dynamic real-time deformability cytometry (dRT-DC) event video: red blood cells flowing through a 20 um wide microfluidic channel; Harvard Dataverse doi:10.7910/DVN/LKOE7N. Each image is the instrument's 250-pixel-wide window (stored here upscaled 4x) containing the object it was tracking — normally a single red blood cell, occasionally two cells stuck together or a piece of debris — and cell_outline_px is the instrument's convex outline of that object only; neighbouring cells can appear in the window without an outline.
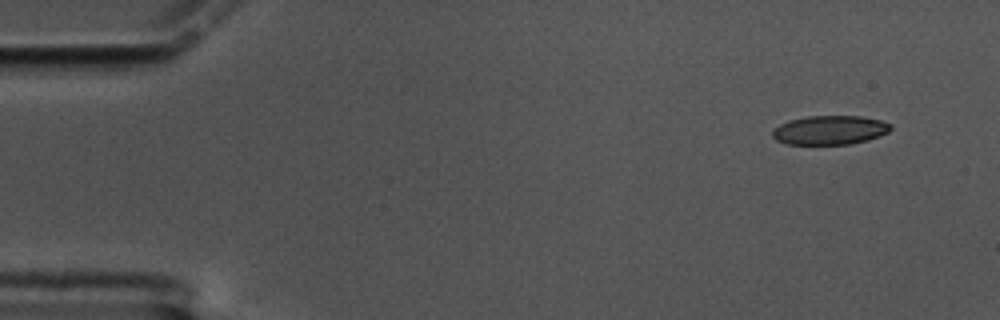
{"species": "common noctule bat (a hibernating species)", "species_latin": "Nyctalus noctula", "temperature_condition": "cold", "stored_images_in_passage": 55, "camera_frame_rate_fps": 3000, "um_per_image_px": 0.085, "animal": {"sex": "male", "body_mass_g": 17.5, "forearm_length_mm": 52.3}, "frame": {"image": 1, "passage_image": 1, "time_ms": 0.0, "image_size_px": [1000, 320], "cell_outline_px": [[892, 128], [888, 132], [868, 140], [848, 144], [788, 144], [776, 140], [772, 136], [772, 132], [780, 124], [788, 120], [808, 116], [860, 116], [880, 120], [892, 124]], "centroid_in_image_um": [70.54, 11.05], "position_along_channel_um": 14.5, "area_um2": 19.94}}
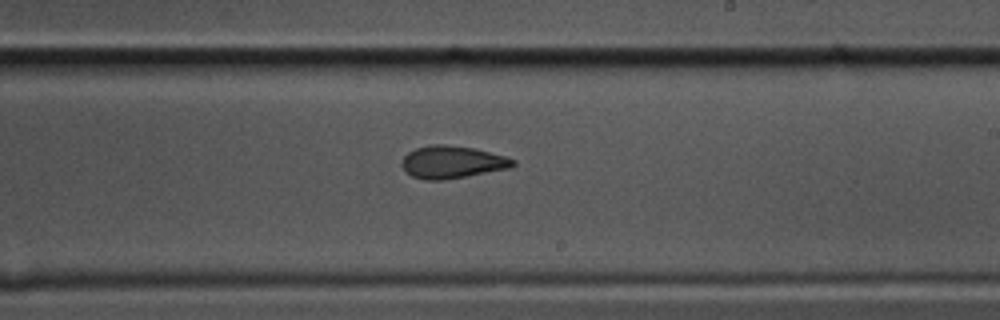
{"frame": {"image": 2, "passage_image": 31, "time_ms": 10.0, "image_size_px": [1000, 320], "cell_outline_px": [[516, 164], [508, 168], [444, 180], [424, 180], [412, 176], [404, 172], [400, 164], [400, 160], [408, 152], [416, 148], [432, 144], [444, 144], [472, 148], [504, 156], [516, 160]], "centroid_in_image_um": [38.35, 13.78], "position_along_channel_um": 250.6, "area_um2": 20.98}}
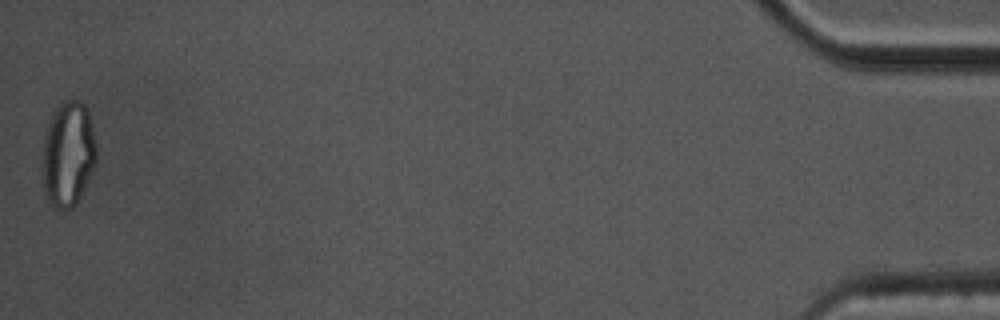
{"frame": {"image": 3, "passage_image": 55, "time_ms": 18.0, "image_size_px": [1000, 320], "cell_outline_px": [[96, 160], [84, 192], [76, 204], [72, 208], [56, 208], [44, 196], [44, 136], [52, 112], [64, 100], [80, 100], [84, 104], [88, 112], [96, 144]], "centroid_in_image_um": [5.81, 13.09], "position_along_channel_um": 429.4, "area_um2": 32.83}, "authors_computed_cell_mechanics": {"area_um2": 21.2704, "velocity_mm_per_s": 3.4197, "shape_relaxation_time_tau1_ms": null, "shape_relaxation_time_tau2_ms": 3.5989, "deformation_change_tau1": null, "deformation_change_tau2": 0.0972}}